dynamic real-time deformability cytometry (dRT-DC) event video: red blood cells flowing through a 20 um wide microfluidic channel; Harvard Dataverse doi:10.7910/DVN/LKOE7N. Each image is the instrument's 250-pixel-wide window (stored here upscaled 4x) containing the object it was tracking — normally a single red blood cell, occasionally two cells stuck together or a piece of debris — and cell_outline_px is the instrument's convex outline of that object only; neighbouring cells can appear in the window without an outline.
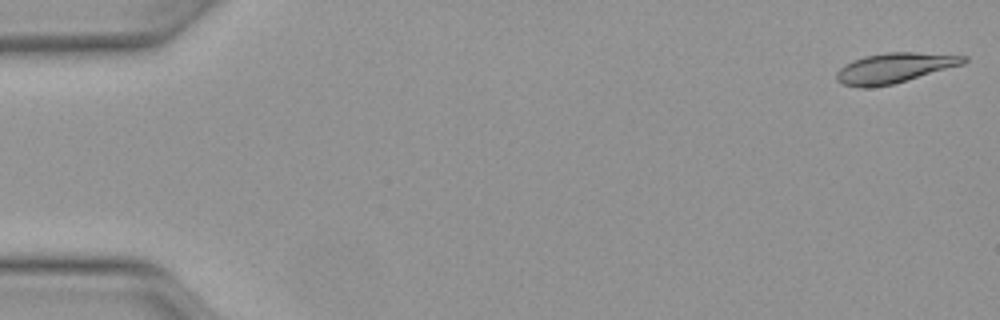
{"species": "Egyptian fruit bat (a non-hibernating species)", "species_latin": "Rousettus aegyptiacus", "temperature_condition": "warm", "stored_images_in_passage": 49, "camera_frame_rate_fps": 3000, "um_per_image_px": 0.085, "animal": {"sex": "female"}, "frame": {"image": 1, "passage_image": 1, "time_ms": 0.0, "image_size_px": [1000, 320], "cell_outline_px": [[968, 60], [964, 64], [892, 84], [868, 88], [860, 88], [844, 84], [836, 80], [836, 72], [844, 64], [852, 60], [864, 56], [884, 52], [916, 52], [968, 56]], "centroid_in_image_um": [76.0, 5.77], "position_along_channel_um": 9.0, "area_um2": 22.31}}
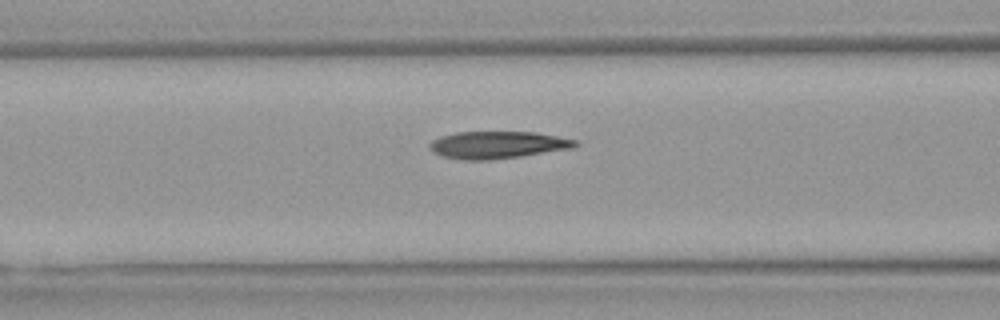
{"frame": {"image": 2, "passage_image": 20, "time_ms": 6.333, "image_size_px": [1000, 320], "cell_outline_px": [[580, 144], [572, 148], [520, 156], [488, 160], [460, 160], [444, 156], [432, 152], [428, 148], [428, 144], [432, 140], [440, 136], [456, 132], [536, 132], [580, 140]], "centroid_in_image_um": [42.29, 12.31], "position_along_channel_um": 124.3, "area_um2": 23.29}}
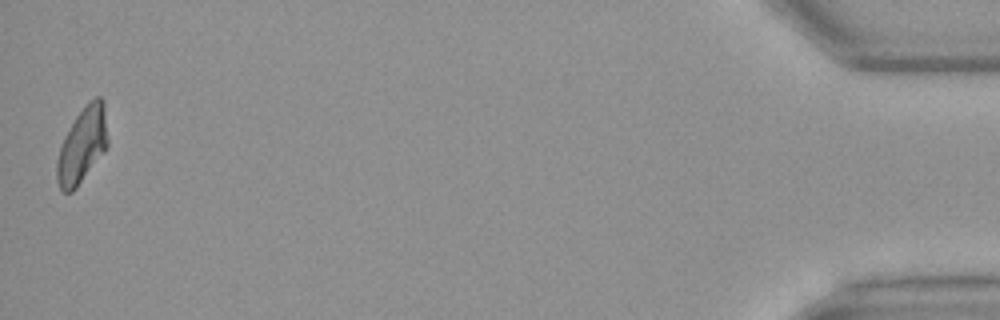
{"frame": {"image": 3, "passage_image": 49, "time_ms": 16.0, "image_size_px": [1000, 320], "cell_outline_px": [[108, 144], [104, 152], [76, 188], [72, 192], [64, 192], [60, 188], [56, 180], [56, 160], [64, 136], [76, 116], [88, 100], [96, 96], [100, 96], [104, 100], [108, 140]], "centroid_in_image_um": [6.99, 12.32], "position_along_channel_um": 428.2, "area_um2": 22.48}, "authors_computed_cell_mechanics": {"area_um2": 22.831, "velocity_mm_per_s": 4.1035, "shape_relaxation_time_tau1_ms": 9.4869, "shape_relaxation_time_tau2_ms": 2.7239, "deformation_change_tau1": 0.2404, "deformation_change_tau2": 0.0942}}